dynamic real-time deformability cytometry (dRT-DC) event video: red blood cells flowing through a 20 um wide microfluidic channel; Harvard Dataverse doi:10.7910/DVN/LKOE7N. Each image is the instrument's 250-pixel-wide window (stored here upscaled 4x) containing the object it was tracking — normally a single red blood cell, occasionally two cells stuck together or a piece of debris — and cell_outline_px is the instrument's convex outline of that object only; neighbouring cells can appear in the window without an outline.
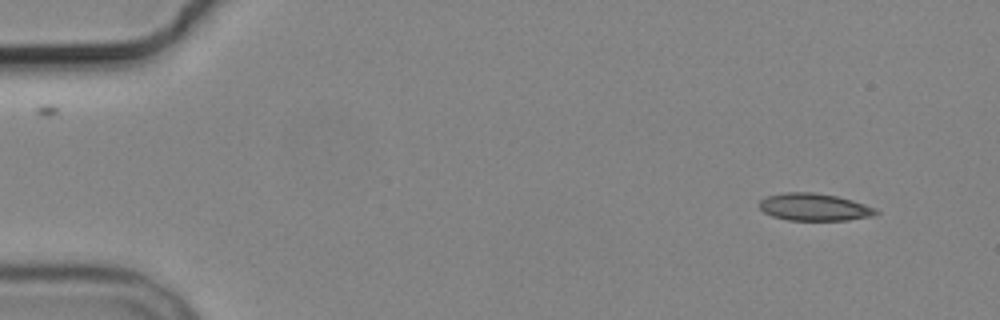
{"species": "common noctule bat (a hibernating species)", "species_latin": "Nyctalus noctula", "temperature_condition": "cold", "stored_images_in_passage": 4, "camera_frame_rate_fps": 3000, "um_per_image_px": 0.085, "animal": {"sex": "male", "body_mass_g": 19.2, "forearm_length_mm": 51.8}, "frame": {"image": 1, "passage_image": 1, "time_ms": 0.0, "image_size_px": [1000, 320], "cell_outline_px": [[880, 212], [872, 216], [848, 220], [788, 220], [772, 216], [764, 212], [760, 208], [760, 200], [768, 196], [784, 192], [812, 192], [836, 196], [852, 200], [876, 208]], "centroid_in_image_um": [69.22, 17.6], "position_along_channel_um": 15.8, "area_um2": 18.5}}
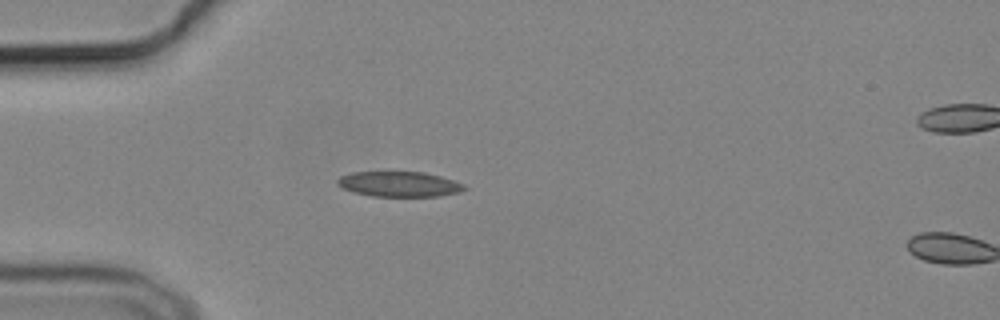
{"frame": {"image": 2, "passage_image": 3, "time_ms": 3.667, "image_size_px": [1000, 320], "cell_outline_px": [[468, 188], [460, 192], [440, 196], [372, 196], [356, 192], [344, 188], [336, 184], [336, 180], [340, 176], [352, 172], [424, 172], [440, 176], [464, 184]], "centroid_in_image_um": [33.95, 15.65], "position_along_channel_um": 51.1, "area_um2": 18.55}}